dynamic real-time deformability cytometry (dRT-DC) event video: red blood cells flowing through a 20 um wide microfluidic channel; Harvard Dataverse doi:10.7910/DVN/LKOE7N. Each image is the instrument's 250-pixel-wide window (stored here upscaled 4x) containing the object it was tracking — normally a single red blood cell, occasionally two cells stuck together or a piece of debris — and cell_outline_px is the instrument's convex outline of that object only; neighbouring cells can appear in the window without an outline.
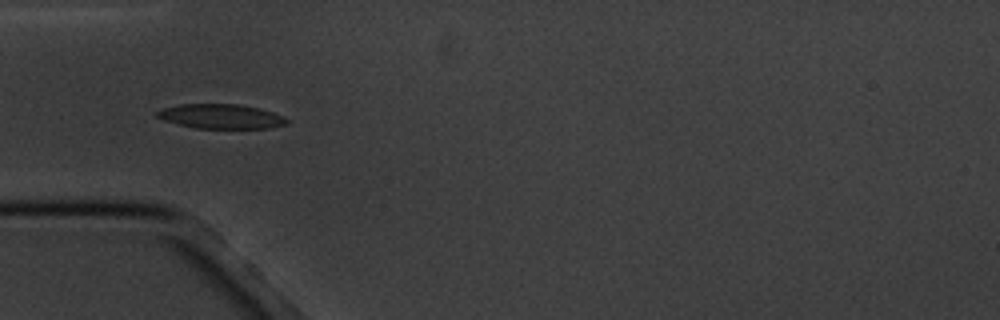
{"species": "common noctule bat (a hibernating species)", "species_latin": "Nyctalus noctula", "temperature_condition": "cold", "stored_images_in_passage": 6, "camera_frame_rate_fps": 3000, "um_per_image_px": 0.085, "animal": {"sex": "male", "body_mass_g": 20.1, "forearm_length_mm": 53.5}, "frame": {"image": 1, "passage_image": 5, "time_ms": 5.667, "image_size_px": [1000, 320], "cell_outline_px": [[288, 124], [272, 128], [196, 128], [176, 124], [164, 120], [156, 116], [152, 112], [160, 108], [180, 104], [240, 104], [260, 108], [284, 116], [288, 120]], "centroid_in_image_um": [18.75, 9.89], "position_along_channel_um": 66.3, "area_um2": 18.84}}
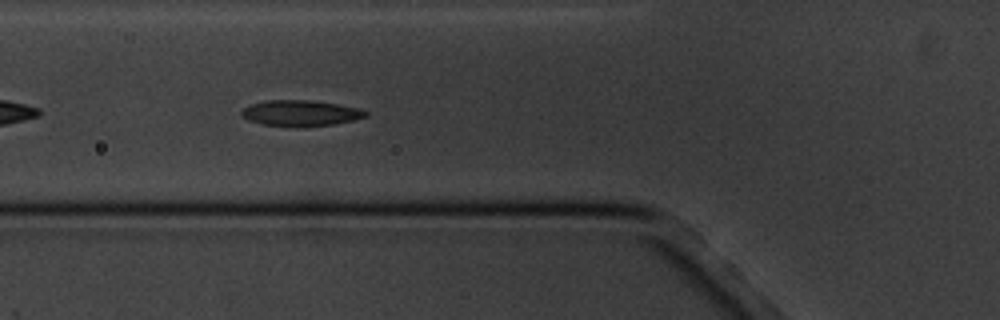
{"frame": {"image": 2, "passage_image": 6, "time_ms": 6.667, "image_size_px": [1000, 320], "cell_outline_px": [[368, 116], [356, 120], [336, 124], [264, 124], [248, 120], [240, 116], [240, 112], [244, 108], [252, 104], [264, 100], [308, 100], [336, 104], [360, 108], [368, 112]], "centroid_in_image_um": [25.57, 9.57], "position_along_channel_um": 100.2, "area_um2": 17.98}}